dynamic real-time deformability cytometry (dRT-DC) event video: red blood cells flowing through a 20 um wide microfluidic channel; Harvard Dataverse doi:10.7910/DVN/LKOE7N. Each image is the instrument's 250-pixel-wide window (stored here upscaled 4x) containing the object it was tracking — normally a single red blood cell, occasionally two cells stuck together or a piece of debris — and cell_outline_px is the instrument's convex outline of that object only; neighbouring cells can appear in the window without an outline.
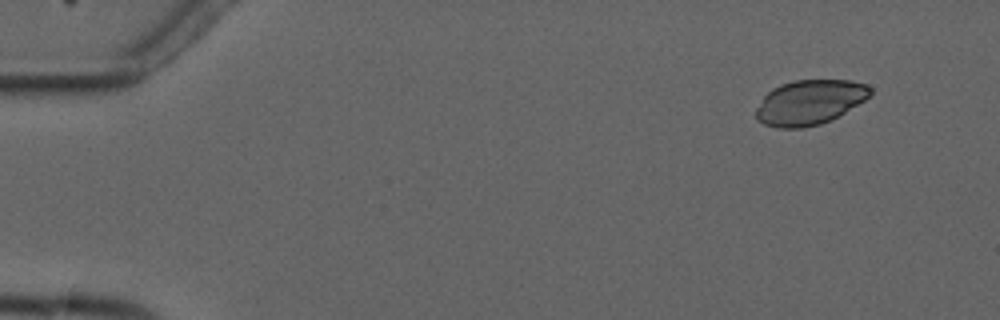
{"species": "common noctule bat (a hibernating species)", "species_latin": "Nyctalus noctula", "temperature_condition": "cold", "stored_images_in_passage": 5, "camera_frame_rate_fps": 3000, "um_per_image_px": 0.085, "animal": {"sex": "male", "forearm_length_mm": 52.5}, "frame": {"image": 1, "passage_image": 1, "time_ms": 0.0, "image_size_px": [1000, 320], "cell_outline_px": [[872, 96], [844, 112], [820, 124], [800, 128], [776, 128], [764, 124], [756, 116], [756, 108], [764, 96], [772, 88], [780, 84], [792, 80], [852, 80], [864, 84], [872, 88]], "centroid_in_image_um": [68.82, 8.68], "position_along_channel_um": 16.2, "area_um2": 29.71}}